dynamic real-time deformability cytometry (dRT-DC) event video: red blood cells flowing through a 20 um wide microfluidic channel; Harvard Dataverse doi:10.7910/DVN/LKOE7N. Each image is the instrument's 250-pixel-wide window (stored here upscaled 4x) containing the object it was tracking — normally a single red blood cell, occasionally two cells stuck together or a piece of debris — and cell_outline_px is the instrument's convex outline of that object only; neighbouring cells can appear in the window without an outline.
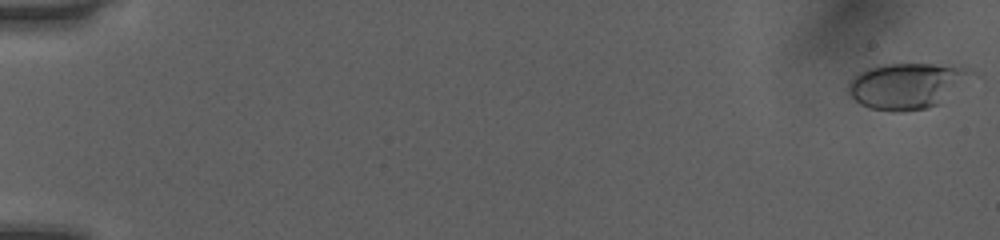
{"species": "human", "species_latin": "Homo sapiens", "temperature_condition": "room temperature", "stored_images_in_passage": 52, "camera_frame_rate_fps": 3000, "um_per_image_px": 0.085, "donor": {"sex": "female"}, "frame": {"image": 1, "passage_image": 1, "time_ms": 0.0, "image_size_px": [1000, 240], "cell_outline_px": [[980, 76], [940, 104], [928, 108], [904, 112], [892, 112], [868, 108], [860, 104], [848, 92], [848, 80], [860, 72], [868, 68], [884, 64], [964, 64], [976, 72]], "centroid_in_image_um": [77.25, 7.27], "position_along_channel_um": 7.7, "area_um2": 34.39}}
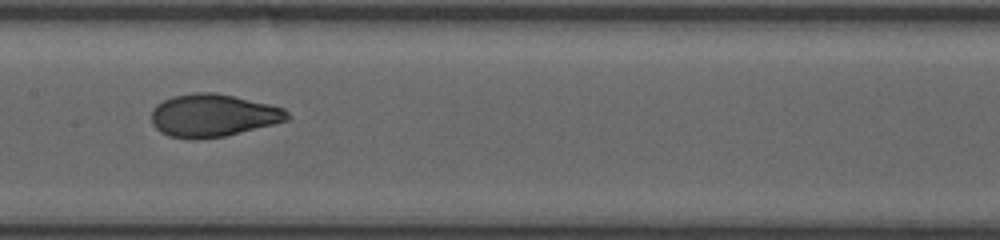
{"frame": {"image": 2, "passage_image": 28, "time_ms": 9.0, "image_size_px": [1000, 240], "cell_outline_px": [[292, 116], [288, 120], [224, 136], [168, 136], [160, 132], [152, 124], [152, 108], [156, 104], [172, 96], [192, 92], [216, 92], [268, 104], [284, 108]], "centroid_in_image_um": [18.11, 9.76], "position_along_channel_um": 189.3, "area_um2": 33.06}}
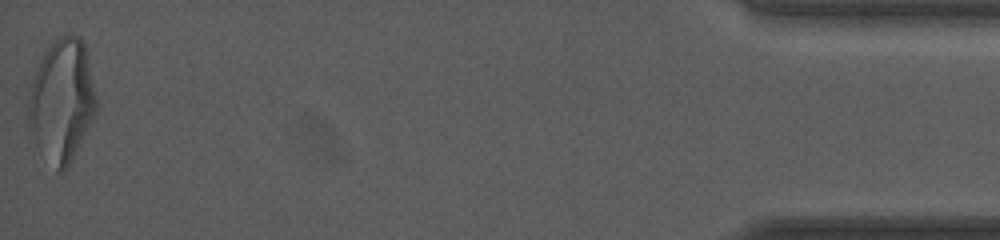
{"frame": {"image": 3, "passage_image": 52, "time_ms": 17.0, "image_size_px": [1000, 240], "cell_outline_px": [[96, 112], [92, 124], [68, 168], [64, 172], [56, 172], [28, 136], [28, 96], [32, 80], [44, 48], [60, 36], [80, 36], [84, 44], [96, 100]], "centroid_in_image_um": [5.21, 8.63], "position_along_channel_um": 430.0, "area_um2": 49.19}, "authors_computed_cell_mechanics": {"area_um2": 33.4084, "velocity_mm_per_s": 4.0598, "shape_relaxation_time_tau1_ms": 4.2956, "shape_relaxation_time_tau2_ms": null, "deformation_change_tau1": 0.1786, "deformation_change_tau2": null}}